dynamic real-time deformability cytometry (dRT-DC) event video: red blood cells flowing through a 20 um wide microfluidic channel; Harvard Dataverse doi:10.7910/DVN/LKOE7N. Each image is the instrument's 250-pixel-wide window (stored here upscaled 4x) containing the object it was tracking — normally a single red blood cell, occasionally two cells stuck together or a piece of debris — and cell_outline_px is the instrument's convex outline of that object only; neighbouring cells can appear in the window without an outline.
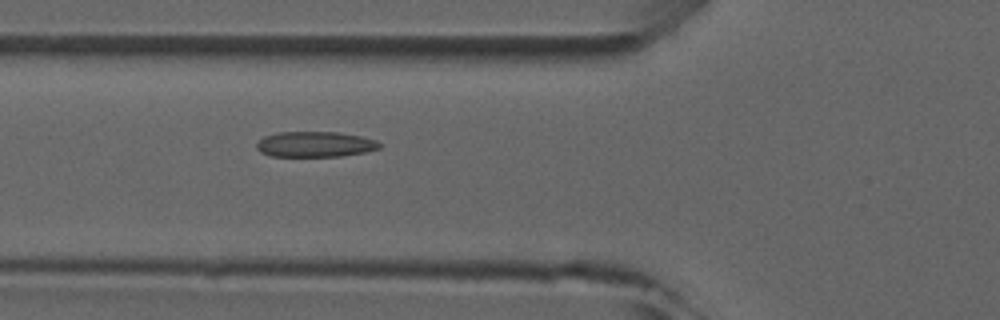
{"species": "common noctule bat (a hibernating species)", "species_latin": "Nyctalus noctula", "temperature_condition": "room temperature", "stored_images_in_passage": 3, "camera_frame_rate_fps": 3000, "um_per_image_px": 0.085, "animal": {"sex": "male", "forearm_length_mm": 52.5}, "frame": {"image": 1, "passage_image": 3, "time_ms": 2.0, "image_size_px": [1000, 320], "cell_outline_px": [[380, 148], [364, 152], [340, 156], [272, 156], [260, 152], [256, 148], [256, 144], [264, 136], [280, 132], [336, 132], [360, 136], [376, 140], [380, 144]], "centroid_in_image_um": [26.76, 12.26], "position_along_channel_um": 99.0, "area_um2": 18.09}}